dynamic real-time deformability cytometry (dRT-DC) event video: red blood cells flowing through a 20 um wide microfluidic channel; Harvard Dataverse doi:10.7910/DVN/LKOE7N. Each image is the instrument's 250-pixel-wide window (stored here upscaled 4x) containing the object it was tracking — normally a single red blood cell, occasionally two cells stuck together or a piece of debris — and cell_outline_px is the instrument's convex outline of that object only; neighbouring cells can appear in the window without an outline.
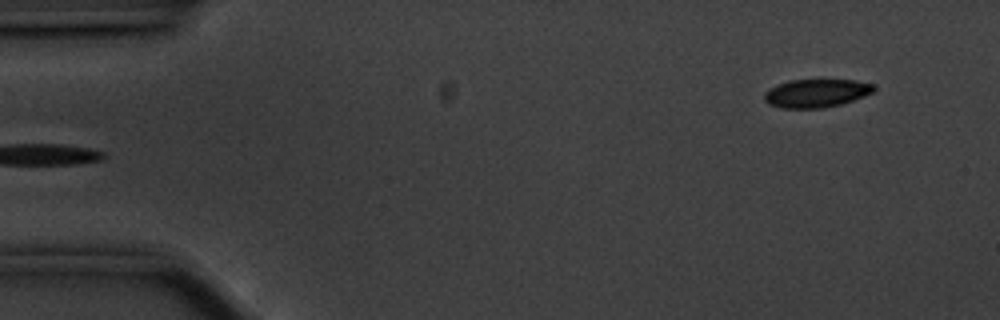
{"species": "common noctule bat (a hibernating species)", "species_latin": "Nyctalus noctula", "temperature_condition": "cold", "stored_images_in_passage": 53, "camera_frame_rate_fps": 3000, "um_per_image_px": 0.085, "animal": {"sex": "male", "body_mass_g": 20.1, "forearm_length_mm": 53.5}, "frame": {"image": 1, "passage_image": 1, "time_ms": 0.0, "image_size_px": [1000, 320], "cell_outline_px": [[876, 88], [872, 92], [864, 96], [840, 104], [820, 108], [780, 108], [768, 104], [764, 100], [764, 92], [768, 88], [788, 80], [820, 76], [856, 80], [872, 84]], "centroid_in_image_um": [69.35, 7.85], "position_along_channel_um": 15.6, "area_um2": 19.02}}
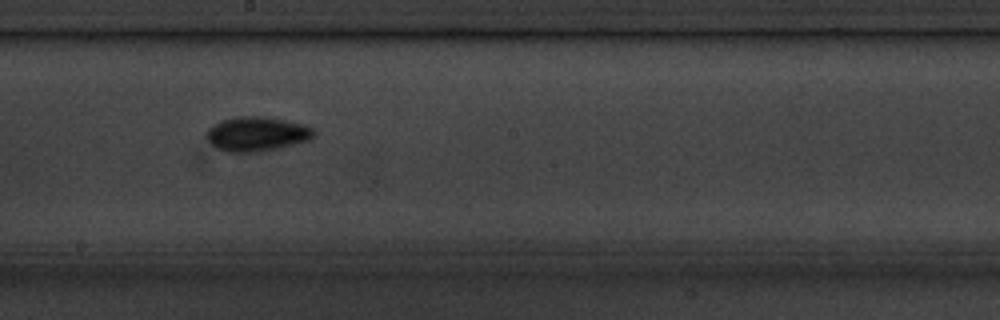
{"frame": {"image": 2, "passage_image": 27, "time_ms": 8.667, "image_size_px": [1000, 320], "cell_outline_px": [[316, 136], [308, 140], [280, 148], [260, 152], [224, 152], [216, 148], [208, 140], [208, 128], [212, 124], [220, 120], [240, 116], [264, 116], [304, 124], [312, 128], [316, 132]], "centroid_in_image_um": [21.84, 11.39], "position_along_channel_um": 226.4, "area_um2": 21.73}}
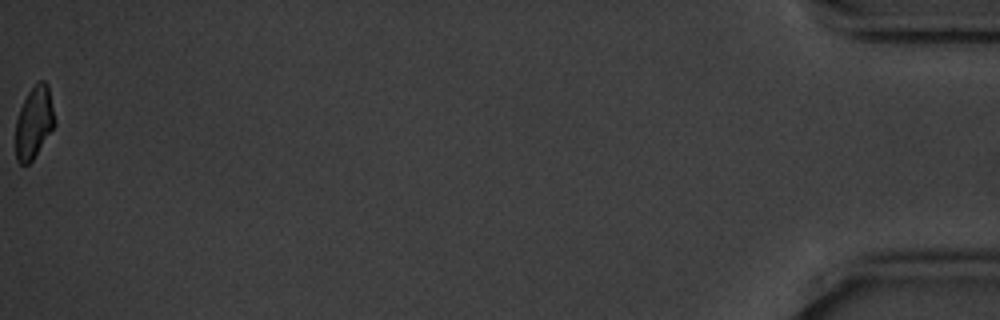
{"frame": {"image": 3, "passage_image": 53, "time_ms": 17.333, "image_size_px": [1000, 320], "cell_outline_px": [[56, 124], [32, 160], [28, 164], [20, 164], [16, 160], [16, 120], [20, 108], [28, 92], [40, 80], [44, 80], [48, 84], [56, 120]], "centroid_in_image_um": [2.91, 10.4], "position_along_channel_um": 432.3, "area_um2": 16.36}, "authors_computed_cell_mechanics": {"area_um2": 19.0162, "velocity_mm_per_s": 3.5316, "shape_relaxation_time_tau1_ms": 9.9422, "shape_relaxation_time_tau2_ms": 3.8005, "deformation_change_tau1": 0.2511, "deformation_change_tau2": 0.0718}}